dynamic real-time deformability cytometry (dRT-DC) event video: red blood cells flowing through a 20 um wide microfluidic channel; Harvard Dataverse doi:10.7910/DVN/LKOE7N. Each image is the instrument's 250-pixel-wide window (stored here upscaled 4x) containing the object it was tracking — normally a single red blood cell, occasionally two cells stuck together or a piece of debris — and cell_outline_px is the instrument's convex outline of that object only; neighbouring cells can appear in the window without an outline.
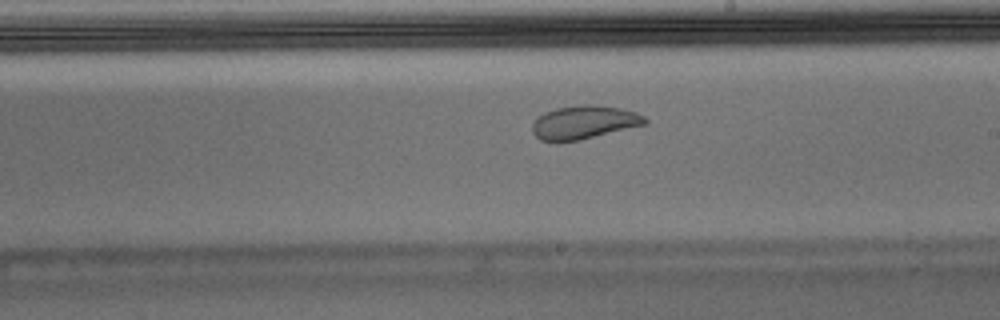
{"species": "Egyptian fruit bat (a non-hibernating species)", "species_latin": "Rousettus aegyptiacus", "temperature_condition": "warm", "stored_images_in_passage": 39, "camera_frame_rate_fps": 3000, "um_per_image_px": 0.085, "animal": {"sex": "male"}, "frame": {"image": 1, "passage_image": 17, "time_ms": 5.333, "image_size_px": [1000, 320], "cell_outline_px": [[648, 124], [580, 140], [560, 144], [556, 144], [540, 140], [532, 132], [532, 124], [544, 112], [556, 108], [580, 104], [596, 104], [620, 108], [636, 112], [644, 116], [648, 120]], "centroid_in_image_um": [49.63, 10.42], "position_along_channel_um": 239.4, "area_um2": 22.54}, "authors_computed_cell_mechanics": {"area_um2": 24.4494, "velocity_mm_per_s": 3.9635, "shape_relaxation_time_tau1_ms": null, "shape_relaxation_time_tau2_ms": 0.6783, "deformation_change_tau1": null, "deformation_change_tau2": 0.0489}}